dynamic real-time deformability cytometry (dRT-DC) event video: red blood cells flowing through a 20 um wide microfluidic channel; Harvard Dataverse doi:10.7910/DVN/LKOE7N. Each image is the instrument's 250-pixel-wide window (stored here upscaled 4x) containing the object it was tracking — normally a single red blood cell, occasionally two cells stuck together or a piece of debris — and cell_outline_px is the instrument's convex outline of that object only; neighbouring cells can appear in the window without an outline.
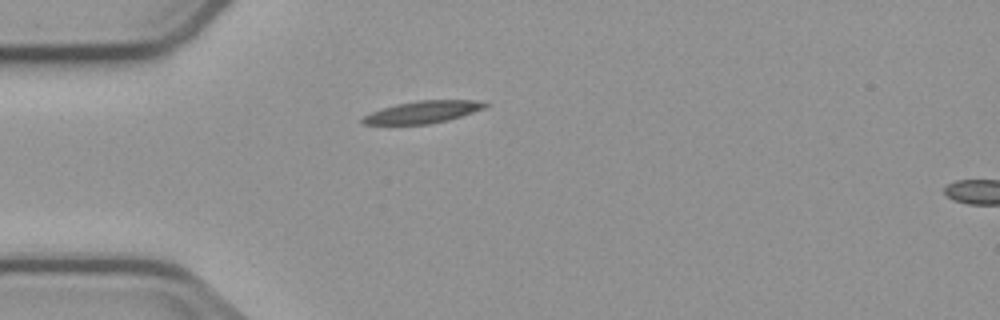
{"species": "common noctule bat (a hibernating species)", "species_latin": "Nyctalus noctula", "temperature_condition": "cold", "stored_images_in_passage": 2, "segment_of_instrument_passage": [1, 2], "camera_frame_rate_fps": 3000, "um_per_image_px": 0.085, "animal": {"sex": "male", "body_mass_g": 23.1, "forearm_length_mm": 52.7}, "frame": {"image": 1, "passage_image": 1, "time_ms": 0.0, "image_size_px": [1000, 320], "cell_outline_px": [[488, 104], [484, 108], [448, 120], [428, 124], [364, 124], [360, 120], [364, 116], [372, 112], [396, 104], [420, 100], [476, 100]], "centroid_in_image_um": [35.93, 9.52], "position_along_channel_um": 49.1, "area_um2": 15.49}}